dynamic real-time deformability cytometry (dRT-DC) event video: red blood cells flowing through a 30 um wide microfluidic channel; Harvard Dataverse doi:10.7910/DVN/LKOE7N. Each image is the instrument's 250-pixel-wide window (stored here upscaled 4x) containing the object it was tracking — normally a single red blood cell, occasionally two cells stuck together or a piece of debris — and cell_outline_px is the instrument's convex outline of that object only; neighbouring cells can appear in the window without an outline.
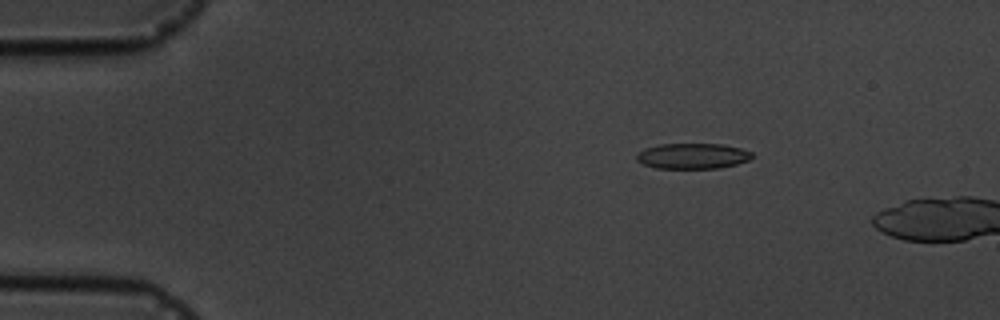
{"species": "common noctule bat (a hibernating species)", "species_latin": "Nyctalus noctula", "temperature_condition": "cold", "stored_images_in_passage": 3, "camera_frame_rate_fps": 3000, "um_per_image_px": 0.085, "animal": {"sex": "male", "body_mass_g": 19.5, "forearm_length_mm": 54.6}, "frame": {"image": 1, "passage_image": 2, "time_ms": 1.0, "image_size_px": [1000, 320], "cell_outline_px": [[752, 156], [748, 160], [736, 164], [720, 168], [656, 168], [644, 164], [636, 160], [636, 152], [644, 148], [660, 144], [724, 144], [740, 148], [752, 152]], "centroid_in_image_um": [58.84, 13.25], "position_along_channel_um": 26.2, "area_um2": 17.22}}